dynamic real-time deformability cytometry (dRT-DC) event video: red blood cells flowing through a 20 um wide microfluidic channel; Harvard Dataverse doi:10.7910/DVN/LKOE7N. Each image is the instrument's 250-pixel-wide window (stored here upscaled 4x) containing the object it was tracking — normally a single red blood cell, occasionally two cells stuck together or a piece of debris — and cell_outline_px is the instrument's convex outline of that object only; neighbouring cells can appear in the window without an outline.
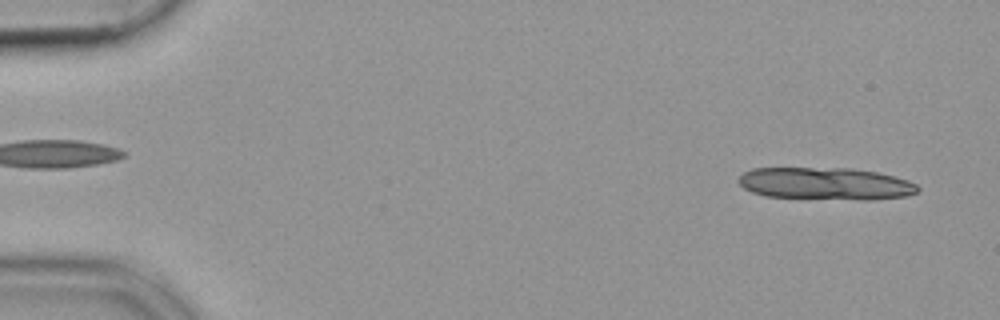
{"species": "common noctule bat (a hibernating species)", "species_latin": "Nyctalus noctula", "temperature_condition": "cold", "stored_images_in_passage": 13, "camera_frame_rate_fps": 3000, "um_per_image_px": 0.085, "animal": {"sex": "female", "body_mass_g": 19.9}, "frame": {"image": 1, "passage_image": 2, "time_ms": 0.333, "image_size_px": [1000, 320], "cell_outline_px": [[920, 188], [916, 192], [908, 196], [872, 200], [860, 200], [764, 196], [752, 192], [744, 188], [736, 180], [744, 172], [752, 168], [844, 168], [876, 172], [908, 180], [916, 184]], "centroid_in_image_um": [70.16, 15.62], "position_along_channel_um": 14.8, "area_um2": 33.76}}